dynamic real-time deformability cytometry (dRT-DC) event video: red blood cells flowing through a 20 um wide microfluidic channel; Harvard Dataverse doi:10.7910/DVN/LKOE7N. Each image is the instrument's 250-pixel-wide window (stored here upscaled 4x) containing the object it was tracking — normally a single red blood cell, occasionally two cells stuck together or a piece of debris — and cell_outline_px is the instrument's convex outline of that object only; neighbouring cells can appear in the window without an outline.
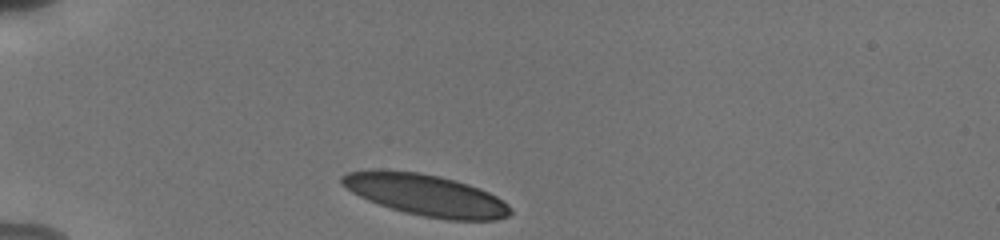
{"species": "human", "species_latin": "Homo sapiens", "temperature_condition": "cold", "stored_images_in_passage": 33, "camera_frame_rate_fps": 3000, "um_per_image_px": 0.085, "donor": {"sex": "male"}, "frame": {"image": 1, "passage_image": 1, "time_ms": 0.0, "image_size_px": [1000, 240], "cell_outline_px": [[512, 212], [508, 216], [496, 220], [448, 220], [424, 216], [404, 212], [368, 200], [352, 192], [340, 184], [340, 176], [348, 172], [376, 168], [380, 168], [420, 172], [440, 176], [456, 180], [480, 188], [496, 196], [508, 204], [512, 208]], "centroid_in_image_um": [36.18, 16.55], "position_along_channel_um": 48.8, "area_um2": 41.1}}
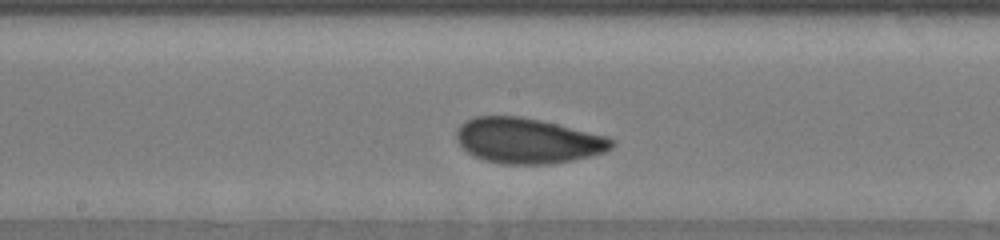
{"frame": {"image": 2, "passage_image": 16, "time_ms": 5.0, "image_size_px": [1000, 240], "cell_outline_px": [[616, 144], [612, 148], [604, 152], [572, 160], [552, 164], [500, 164], [484, 160], [472, 156], [456, 140], [456, 132], [460, 124], [476, 116], [520, 116], [540, 120], [608, 136], [616, 140]], "centroid_in_image_um": [44.87, 11.96], "position_along_channel_um": 203.3, "area_um2": 41.15}}
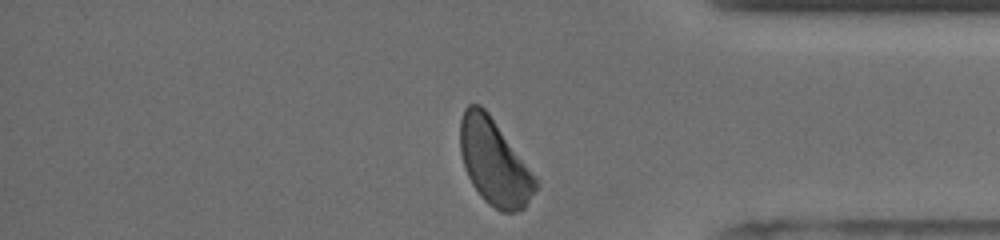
{"frame": {"image": 3, "passage_image": 32, "time_ms": 10.333, "image_size_px": [1000, 240], "cell_outline_px": [[540, 184], [524, 208], [516, 212], [500, 212], [488, 204], [480, 196], [472, 184], [468, 176], [460, 152], [460, 120], [464, 108], [468, 104], [480, 104], [488, 112], [540, 180]], "centroid_in_image_um": [42.04, 13.8], "position_along_channel_um": 393.2, "area_um2": 38.09}, "authors_computed_cell_mechanics": {"area_um2": 40.4022, "velocity_mm_per_s": 3.7658, "shape_relaxation_time_tau1_ms": 3.1258, "shape_relaxation_time_tau2_ms": 1.5204, "deformation_change_tau1": 0.1088, "deformation_change_tau2": 0.0658}}